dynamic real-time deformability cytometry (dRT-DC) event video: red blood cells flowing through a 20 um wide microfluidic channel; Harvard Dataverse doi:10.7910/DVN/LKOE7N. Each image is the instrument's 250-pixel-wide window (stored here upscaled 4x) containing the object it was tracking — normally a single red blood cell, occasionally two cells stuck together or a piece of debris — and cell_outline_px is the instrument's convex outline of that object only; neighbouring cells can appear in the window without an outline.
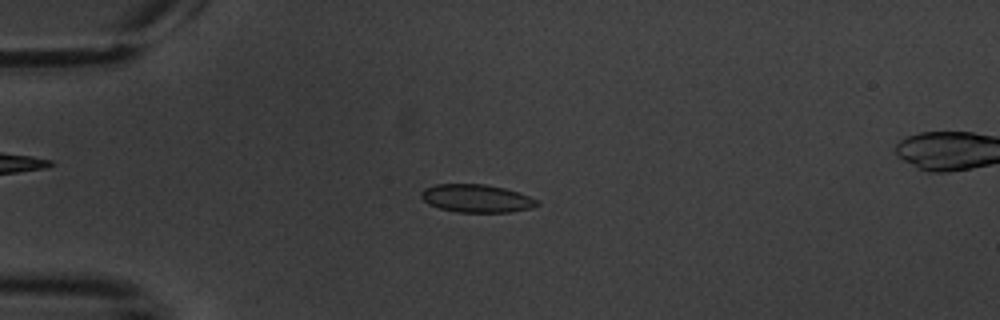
{"species": "common noctule bat (a hibernating species)", "species_latin": "Nyctalus noctula", "temperature_condition": "warm", "stored_images_in_passage": 9, "camera_frame_rate_fps": 3000, "um_per_image_px": 0.085, "animal": {"sex": "male", "body_mass_g": 20.1, "forearm_length_mm": 53.5}, "frame": {"image": 1, "passage_image": 3, "time_ms": 2.333, "image_size_px": [1000, 320], "cell_outline_px": [[540, 204], [532, 208], [508, 212], [456, 212], [440, 208], [428, 204], [420, 196], [420, 192], [424, 188], [436, 184], [484, 184], [504, 188], [520, 192], [540, 200]], "centroid_in_image_um": [40.53, 16.86], "position_along_channel_um": 44.5, "area_um2": 19.07}}
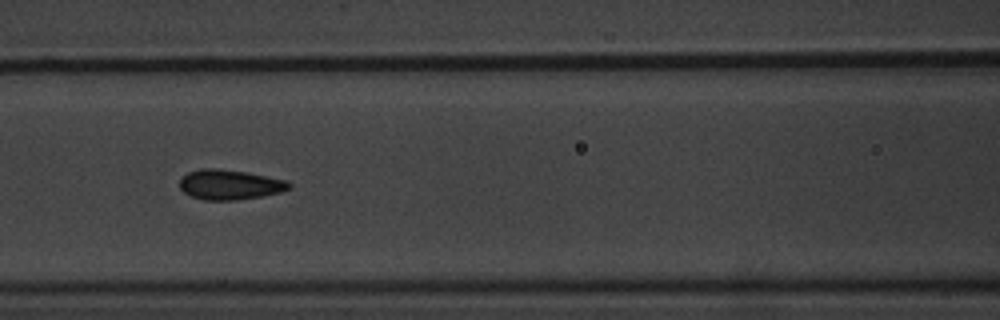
{"frame": {"image": 2, "passage_image": 6, "time_ms": 6.0, "image_size_px": [1000, 320], "cell_outline_px": [[292, 188], [280, 192], [264, 196], [236, 200], [204, 200], [192, 196], [184, 192], [180, 188], [180, 176], [188, 172], [200, 168], [216, 168], [248, 172], [288, 180], [292, 184]], "centroid_in_image_um": [19.55, 15.68], "position_along_channel_um": 147.0, "area_um2": 19.42}}
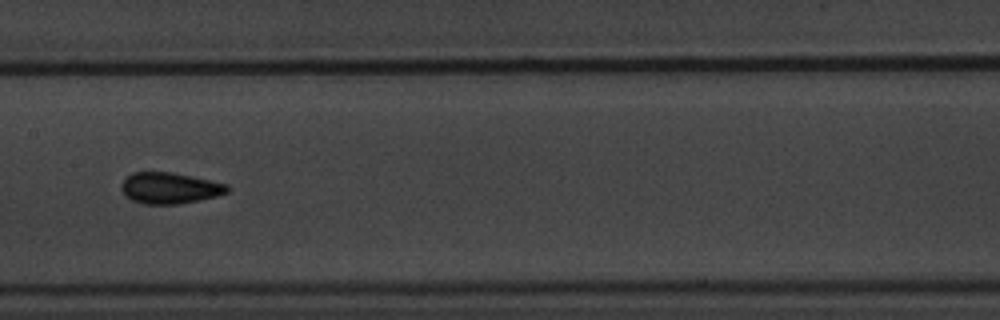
{"frame": {"image": 3, "passage_image": 7, "time_ms": 7.333, "image_size_px": [1000, 320], "cell_outline_px": [[228, 192], [216, 196], [200, 200], [176, 204], [144, 204], [132, 200], [120, 188], [124, 180], [132, 172], [172, 172], [192, 176], [228, 184]], "centroid_in_image_um": [14.44, 15.98], "position_along_channel_um": 193.0, "area_um2": 19.07}}